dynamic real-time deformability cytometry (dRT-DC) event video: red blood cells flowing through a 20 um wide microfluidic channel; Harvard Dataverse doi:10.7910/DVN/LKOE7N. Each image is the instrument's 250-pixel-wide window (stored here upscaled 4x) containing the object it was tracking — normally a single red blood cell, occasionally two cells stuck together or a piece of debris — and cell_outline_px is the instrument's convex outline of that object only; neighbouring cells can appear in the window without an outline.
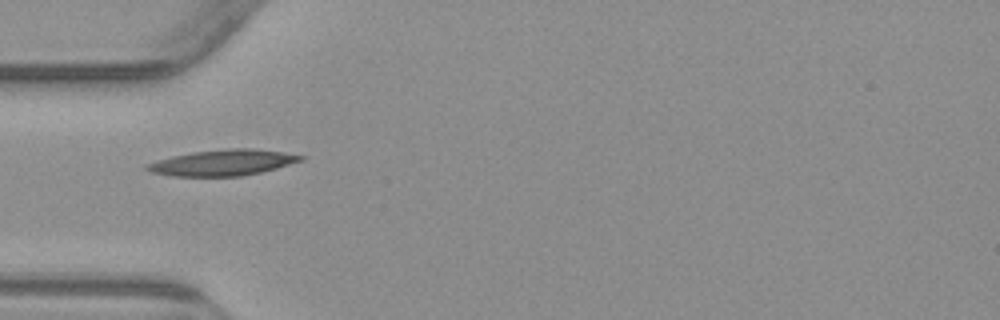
{"species": "common noctule bat (a hibernating species)", "species_latin": "Nyctalus noctula", "temperature_condition": "warm", "stored_images_in_passage": 8, "camera_frame_rate_fps": 3000, "um_per_image_px": 0.085, "animal": {"sex": "male", "body_mass_g": 23.1, "forearm_length_mm": 52.7}, "frame": {"image": 1, "passage_image": 6, "time_ms": 6.0, "image_size_px": [1000, 320], "cell_outline_px": [[304, 160], [276, 168], [260, 172], [240, 176], [172, 176], [152, 172], [144, 168], [144, 164], [156, 160], [172, 156], [192, 152], [228, 148], [252, 148], [284, 152], [304, 156]], "centroid_in_image_um": [18.91, 13.82], "position_along_channel_um": 66.1, "area_um2": 23.24}}
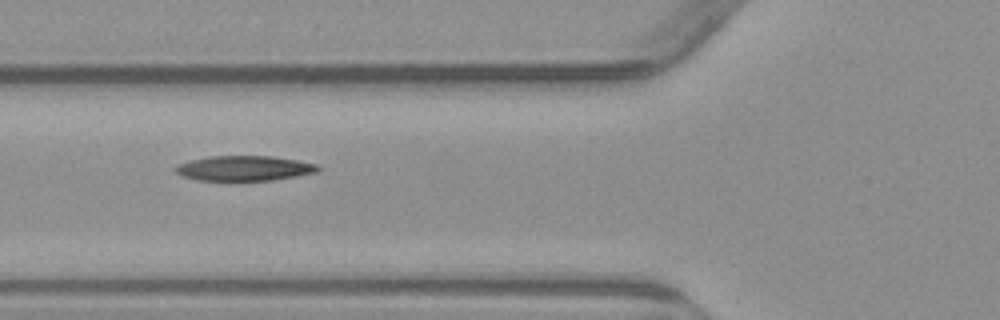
{"frame": {"image": 2, "passage_image": 7, "time_ms": 7.0, "image_size_px": [1000, 320], "cell_outline_px": [[320, 168], [316, 172], [296, 176], [272, 180], [196, 180], [184, 176], [176, 172], [172, 168], [180, 164], [192, 160], [208, 156], [272, 156], [296, 160], [316, 164]], "centroid_in_image_um": [20.75, 14.3], "position_along_channel_um": 105.1, "area_um2": 20.52}}
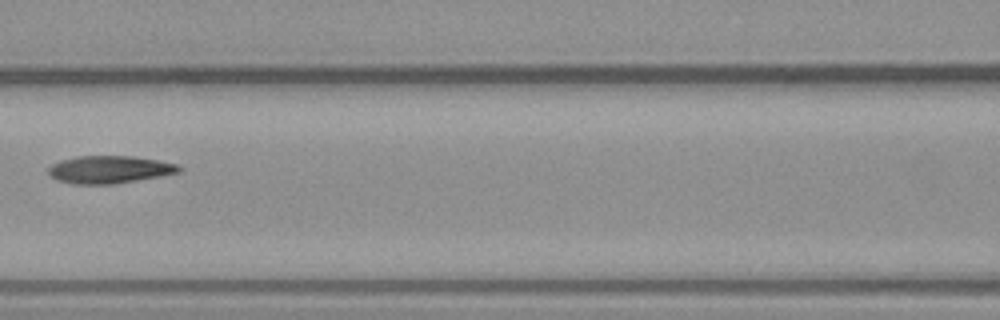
{"frame": {"image": 3, "passage_image": 8, "time_ms": 8.333, "image_size_px": [1000, 320], "cell_outline_px": [[180, 172], [160, 176], [112, 184], [72, 184], [56, 180], [48, 176], [48, 168], [52, 164], [60, 160], [76, 156], [132, 156], [180, 164]], "centroid_in_image_um": [9.25, 14.41], "position_along_channel_um": 157.4, "area_um2": 21.04}}